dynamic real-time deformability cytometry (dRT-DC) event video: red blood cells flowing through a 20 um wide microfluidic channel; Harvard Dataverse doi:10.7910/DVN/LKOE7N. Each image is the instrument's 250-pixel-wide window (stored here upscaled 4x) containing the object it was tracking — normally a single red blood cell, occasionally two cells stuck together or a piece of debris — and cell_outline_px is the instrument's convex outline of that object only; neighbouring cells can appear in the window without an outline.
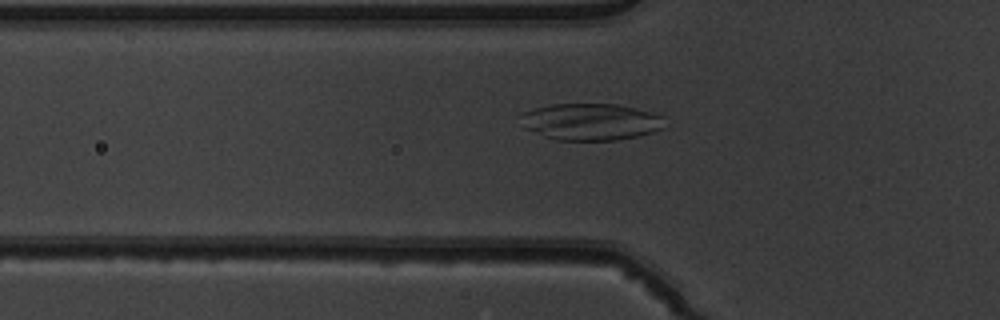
{"species": "common noctule bat (a hibernating species)", "species_latin": "Nyctalus noctula", "temperature_condition": "warm", "stored_images_in_passage": 53, "segment_of_instrument_passage": [1, 2], "camera_frame_rate_fps": 3000, "um_per_image_px": 0.085, "animal": {"sex": "male", "body_mass_g": 19.5, "forearm_length_mm": 54.6}, "frame": {"image": 1, "passage_image": 18, "time_ms": 5.667, "image_size_px": [1000, 320], "cell_outline_px": [[664, 128], [652, 132], [636, 136], [616, 140], [556, 140], [544, 136], [524, 128], [520, 116], [524, 112], [532, 108], [552, 104], [616, 104], [636, 108], [652, 112], [664, 116]], "centroid_in_image_um": [50.21, 10.34], "position_along_channel_um": 75.6, "area_um2": 30.98}}
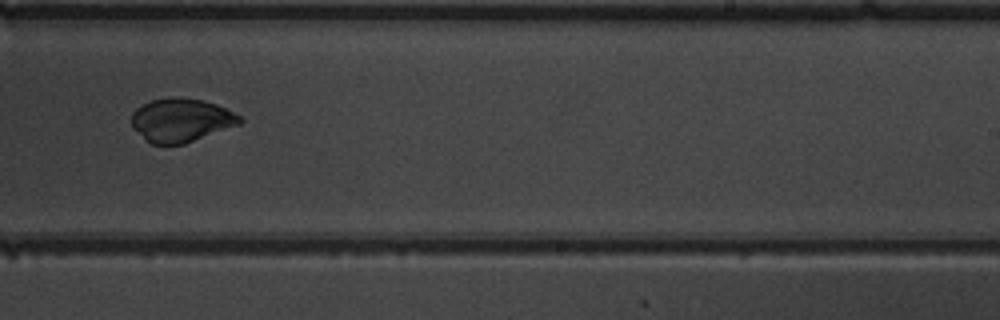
{"frame": {"image": 2, "passage_image": 33, "time_ms": 10.667, "image_size_px": [1000, 320], "cell_outline_px": [[244, 120], [240, 124], [184, 144], [152, 144], [144, 140], [132, 128], [132, 112], [136, 108], [152, 100], [172, 96], [180, 96], [204, 100], [216, 104], [240, 116]], "centroid_in_image_um": [15.37, 10.21], "position_along_channel_um": 273.6, "area_um2": 27.63}}
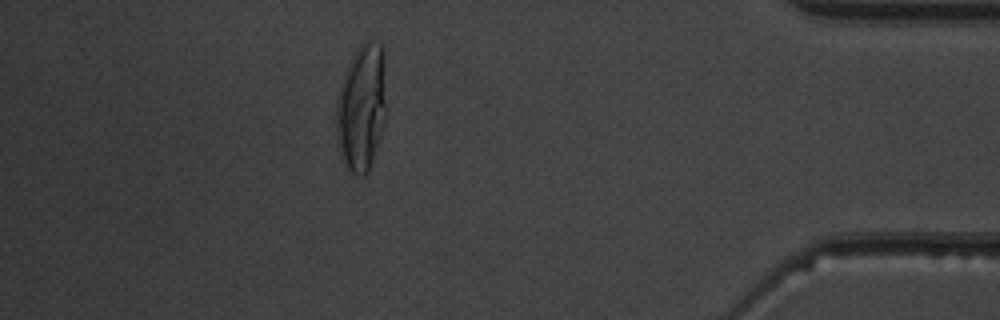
{"frame": {"image": 3, "passage_image": 46, "time_ms": 15.0, "image_size_px": [1000, 320], "cell_outline_px": [[388, 108], [380, 140], [372, 164], [368, 172], [364, 176], [360, 176], [352, 172], [348, 168], [340, 152], [336, 132], [336, 100], [340, 84], [348, 64], [356, 48], [360, 44], [368, 40], [380, 44]], "centroid_in_image_um": [30.74, 9.18], "position_along_channel_um": 404.5, "area_um2": 37.28}}